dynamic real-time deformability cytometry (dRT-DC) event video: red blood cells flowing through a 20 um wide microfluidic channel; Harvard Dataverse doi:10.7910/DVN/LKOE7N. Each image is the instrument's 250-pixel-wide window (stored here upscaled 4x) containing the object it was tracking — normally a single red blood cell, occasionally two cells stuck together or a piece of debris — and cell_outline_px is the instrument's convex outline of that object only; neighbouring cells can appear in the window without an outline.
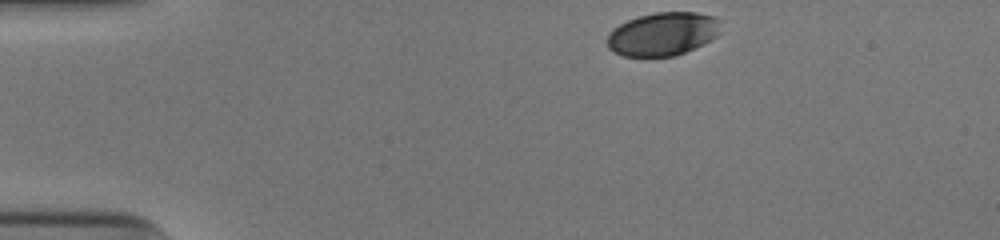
{"species": "human", "species_latin": "Homo sapiens", "temperature_condition": "cold", "stored_images_in_passage": 35, "camera_frame_rate_fps": 3000, "um_per_image_px": 0.085, "donor": {"sex": "male"}, "frame": {"image": 1, "passage_image": 1, "time_ms": 0.0, "image_size_px": [1000, 240], "cell_outline_px": [[720, 20], [716, 36], [704, 44], [684, 52], [672, 56], [624, 56], [608, 48], [608, 32], [612, 28], [628, 20], [640, 16], [656, 12], [696, 12], [712, 16]], "centroid_in_image_um": [56.32, 2.88], "position_along_channel_um": 28.7, "area_um2": 28.38}}
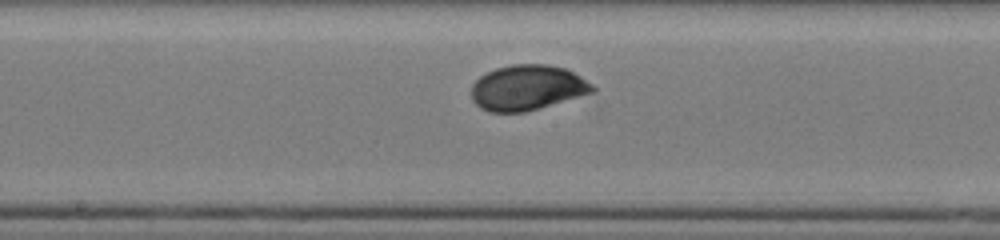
{"frame": {"image": 2, "passage_image": 20, "time_ms": 6.333, "image_size_px": [1000, 240], "cell_outline_px": [[596, 92], [540, 108], [524, 112], [488, 112], [480, 108], [472, 100], [472, 84], [480, 76], [496, 68], [512, 64], [548, 64], [564, 68], [580, 76], [592, 84], [596, 88]], "centroid_in_image_um": [44.83, 7.46], "position_along_channel_um": 203.4, "area_um2": 32.08}}
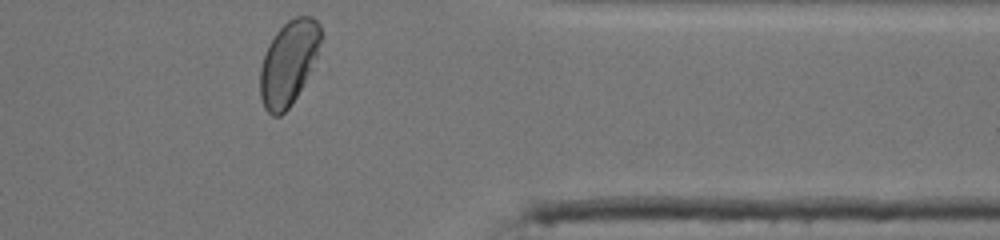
{"frame": {"image": 3, "passage_image": 35, "time_ms": 11.333, "image_size_px": [1000, 240], "cell_outline_px": [[324, 36], [316, 56], [292, 104], [280, 116], [272, 116], [264, 108], [260, 96], [260, 68], [268, 44], [276, 32], [288, 20], [296, 16], [312, 16], [320, 24]], "centroid_in_image_um": [24.53, 5.31], "position_along_channel_um": 386.9, "area_um2": 29.59}, "authors_computed_cell_mechanics": {"area_um2": 31.3276, "velocity_mm_per_s": 3.9037, "shape_relaxation_time_tau1_ms": 3.2593, "shape_relaxation_time_tau2_ms": null, "deformation_change_tau1": 0.1222, "deformation_change_tau2": null}}